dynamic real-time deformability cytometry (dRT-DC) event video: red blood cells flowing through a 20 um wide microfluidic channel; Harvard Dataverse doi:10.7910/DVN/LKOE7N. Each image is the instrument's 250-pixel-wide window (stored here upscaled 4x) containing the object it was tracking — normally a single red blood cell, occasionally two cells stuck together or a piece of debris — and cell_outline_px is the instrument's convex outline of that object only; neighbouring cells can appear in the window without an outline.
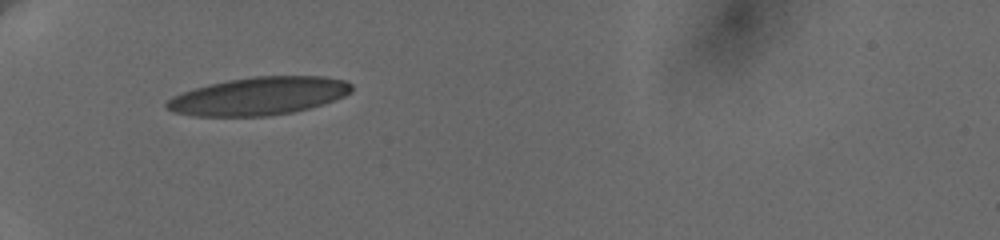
{"species": "human", "species_latin": "Homo sapiens", "temperature_condition": "cold", "stored_images_in_passage": 5, "camera_frame_rate_fps": 3000, "um_per_image_px": 0.085, "donor": {"sex": "female"}, "frame": {"image": 1, "passage_image": 1, "time_ms": 0.0, "image_size_px": [1000, 240], "cell_outline_px": [[352, 92], [344, 96], [308, 108], [292, 112], [268, 116], [196, 116], [176, 112], [168, 108], [164, 104], [172, 96], [208, 84], [228, 80], [256, 76], [324, 76], [344, 80], [352, 84]], "centroid_in_image_um": [22.01, 8.16], "position_along_channel_um": 63.0, "area_um2": 40.52}}
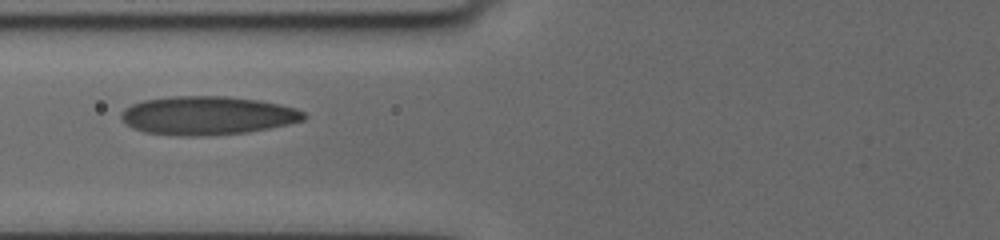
{"frame": {"image": 2, "passage_image": 3, "time_ms": 1.667, "image_size_px": [1000, 240], "cell_outline_px": [[308, 116], [304, 120], [288, 124], [248, 132], [200, 136], [180, 136], [144, 132], [132, 128], [120, 116], [120, 112], [124, 108], [132, 104], [144, 100], [172, 96], [228, 96], [260, 100], [280, 104], [296, 108], [304, 112]], "centroid_in_image_um": [17.64, 9.81], "position_along_channel_um": 108.2, "area_um2": 41.21}}
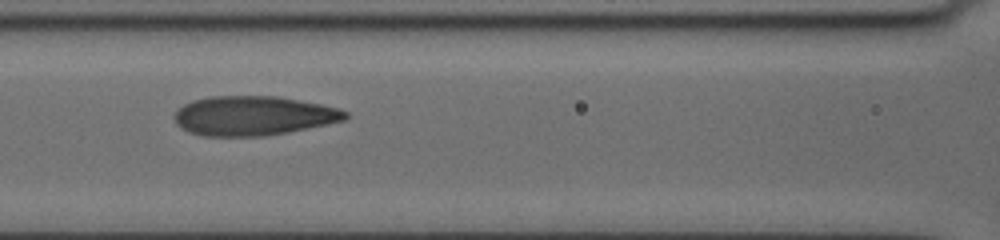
{"frame": {"image": 3, "passage_image": 4, "time_ms": 2.667, "image_size_px": [1000, 240], "cell_outline_px": [[348, 116], [344, 120], [328, 124], [288, 132], [264, 136], [204, 136], [188, 132], [180, 128], [176, 124], [176, 112], [184, 104], [192, 100], [208, 96], [276, 96], [320, 104], [340, 108], [348, 112]], "centroid_in_image_um": [21.53, 9.84], "position_along_channel_um": 145.1, "area_um2": 39.25}}